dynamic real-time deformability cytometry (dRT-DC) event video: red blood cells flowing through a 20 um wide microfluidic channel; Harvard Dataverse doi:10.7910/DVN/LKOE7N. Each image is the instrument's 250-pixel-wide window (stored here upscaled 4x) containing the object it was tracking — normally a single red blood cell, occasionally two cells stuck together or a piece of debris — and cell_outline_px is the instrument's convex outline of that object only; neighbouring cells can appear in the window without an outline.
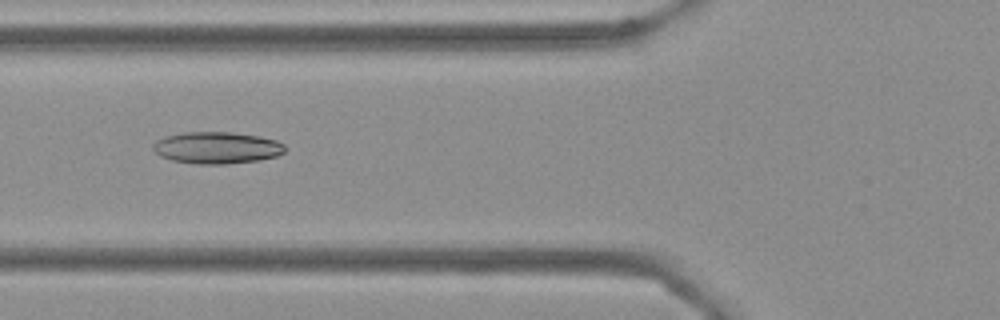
{"species": "Egyptian fruit bat (a non-hibernating species)", "species_latin": "Rousettus aegyptiacus", "temperature_condition": "cold", "stored_images_in_passage": 6, "camera_frame_rate_fps": 3000, "um_per_image_px": 0.085, "frame": {"image": 1, "passage_image": 6, "time_ms": 1.667, "image_size_px": [1000, 320], "cell_outline_px": [[288, 148], [284, 152], [276, 156], [260, 160], [228, 164], [196, 164], [172, 160], [160, 156], [152, 148], [152, 144], [156, 140], [164, 136], [184, 132], [232, 132], [260, 136], [276, 140], [284, 144]], "centroid_in_image_um": [18.44, 12.55], "position_along_channel_um": 107.4, "area_um2": 24.74}}